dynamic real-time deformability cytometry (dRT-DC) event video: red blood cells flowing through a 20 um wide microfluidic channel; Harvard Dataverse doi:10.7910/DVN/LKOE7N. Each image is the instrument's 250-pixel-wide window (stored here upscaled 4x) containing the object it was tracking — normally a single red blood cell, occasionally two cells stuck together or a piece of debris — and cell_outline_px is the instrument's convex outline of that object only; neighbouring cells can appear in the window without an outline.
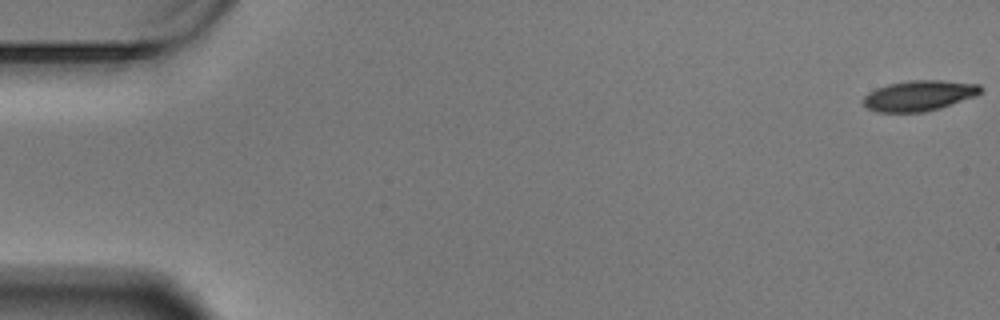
{"species": "Egyptian fruit bat (a non-hibernating species)", "species_latin": "Rousettus aegyptiacus", "temperature_condition": "warm", "stored_images_in_passage": 58, "camera_frame_rate_fps": 3000, "um_per_image_px": 0.085, "animal": {"sex": "male"}, "frame": {"image": 1, "passage_image": 1, "time_ms": 0.0, "image_size_px": [1000, 320], "cell_outline_px": [[984, 88], [976, 96], [940, 108], [924, 112], [876, 112], [868, 108], [860, 100], [868, 92], [876, 88], [888, 84], [908, 80], [944, 80], [980, 84]], "centroid_in_image_um": [78.12, 8.12], "position_along_channel_um": 6.9, "area_um2": 21.1}}
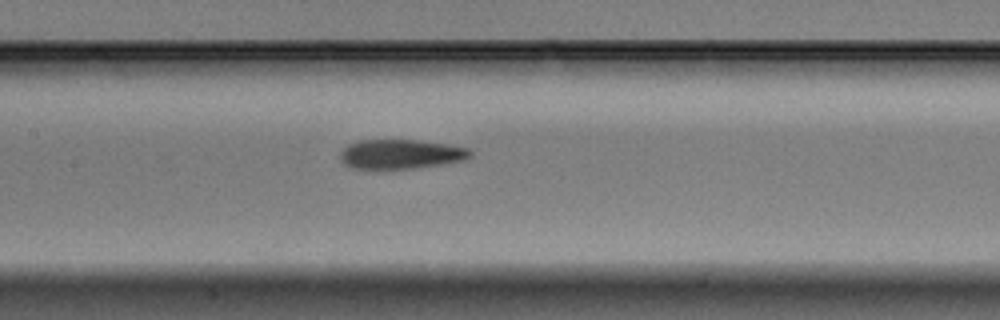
{"frame": {"image": 2, "passage_image": 29, "time_ms": 9.333, "image_size_px": [1000, 320], "cell_outline_px": [[472, 156], [464, 160], [416, 168], [376, 172], [352, 168], [344, 164], [340, 160], [340, 152], [348, 144], [360, 140], [416, 140], [444, 144], [468, 148], [472, 152]], "centroid_in_image_um": [33.98, 13.15], "position_along_channel_um": 173.4, "area_um2": 23.0}}
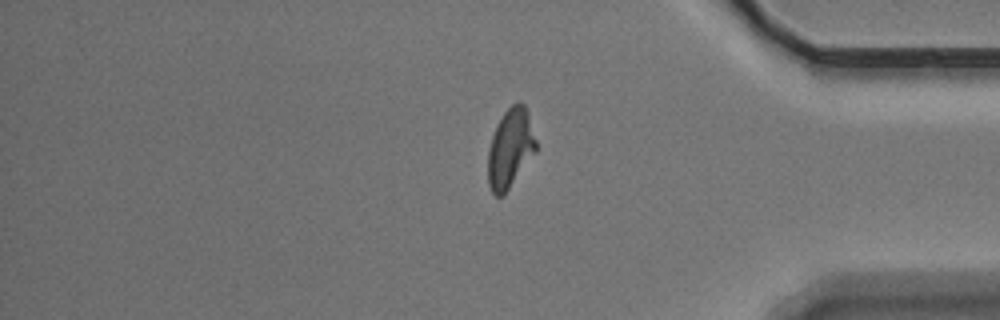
{"frame": {"image": 3, "passage_image": 50, "time_ms": 16.333, "image_size_px": [1000, 320], "cell_outline_px": [[536, 152], [504, 196], [496, 196], [492, 192], [488, 184], [488, 148], [496, 124], [504, 112], [512, 104], [520, 100], [524, 104], [528, 112], [536, 140]], "centroid_in_image_um": [43.37, 12.61], "position_along_channel_um": 391.8, "area_um2": 22.43}}